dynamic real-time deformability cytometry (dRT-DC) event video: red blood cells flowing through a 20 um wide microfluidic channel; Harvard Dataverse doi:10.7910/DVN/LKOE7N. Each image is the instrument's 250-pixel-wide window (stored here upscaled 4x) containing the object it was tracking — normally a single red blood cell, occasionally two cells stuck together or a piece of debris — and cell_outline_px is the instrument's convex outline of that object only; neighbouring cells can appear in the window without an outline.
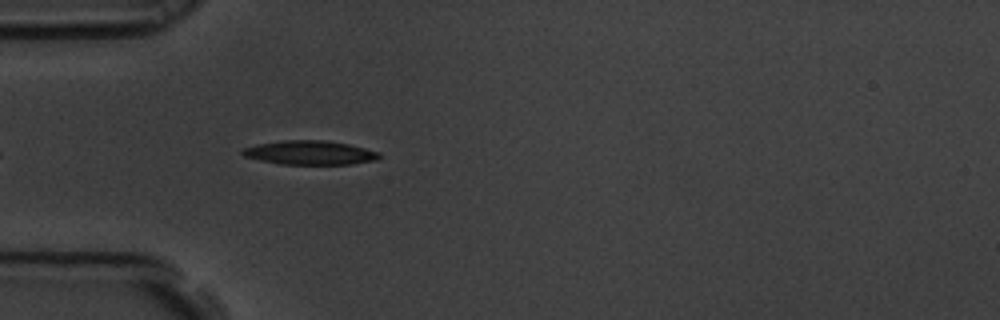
{"species": "common noctule bat (a hibernating species)", "species_latin": "Nyctalus noctula", "temperature_condition": "room temperature", "stored_images_in_passage": 8, "camera_frame_rate_fps": 3000, "um_per_image_px": 0.085, "animal": {"sex": "male", "body_mass_g": 19.5, "forearm_length_mm": 54.6}, "frame": {"image": 1, "passage_image": 4, "time_ms": 1.0, "image_size_px": [1000, 320], "cell_outline_px": [[380, 156], [376, 160], [352, 164], [280, 164], [260, 160], [244, 156], [240, 152], [244, 148], [260, 144], [280, 140], [324, 140], [348, 144], [380, 152]], "centroid_in_image_um": [26.35, 12.98], "position_along_channel_um": 58.7, "area_um2": 19.02}}